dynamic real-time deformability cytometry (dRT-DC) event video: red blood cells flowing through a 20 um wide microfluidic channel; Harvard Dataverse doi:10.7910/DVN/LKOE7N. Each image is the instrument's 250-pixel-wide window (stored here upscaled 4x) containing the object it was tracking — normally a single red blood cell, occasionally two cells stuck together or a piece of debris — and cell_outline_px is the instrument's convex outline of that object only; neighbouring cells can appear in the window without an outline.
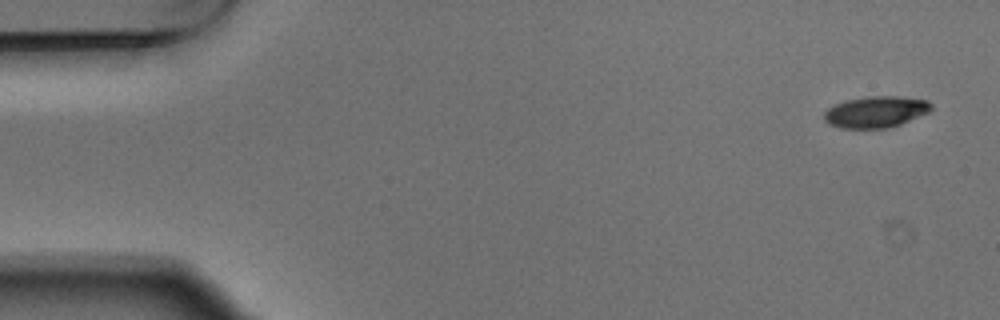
{"species": "Egyptian fruit bat (a non-hibernating species)", "species_latin": "Rousettus aegyptiacus", "temperature_condition": "warm", "stored_images_in_passage": 5, "camera_frame_rate_fps": 3000, "um_per_image_px": 0.085, "animal": {"sex": "male"}, "frame": {"image": 1, "passage_image": 1, "time_ms": 0.0, "image_size_px": [1000, 320], "cell_outline_px": [[932, 108], [928, 112], [900, 124], [884, 128], [840, 128], [828, 124], [824, 120], [824, 112], [828, 108], [836, 104], [848, 100], [868, 96], [900, 96], [928, 100], [932, 104]], "centroid_in_image_um": [74.44, 9.5], "position_along_channel_um": 10.6, "area_um2": 19.48}}
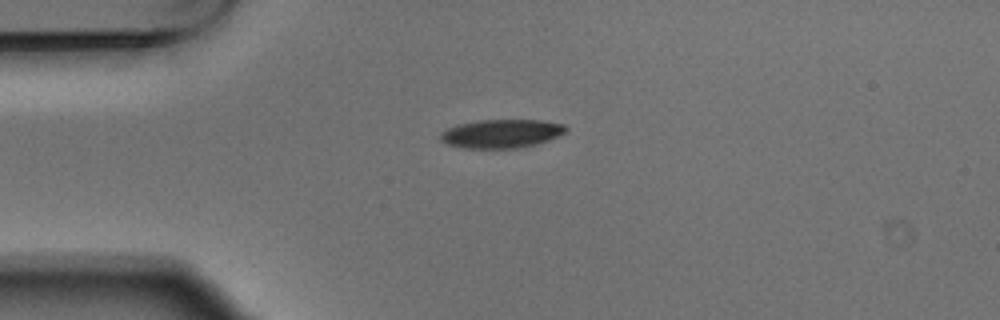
{"frame": {"image": 2, "passage_image": 4, "time_ms": 1.0, "image_size_px": [1000, 320], "cell_outline_px": [[568, 128], [564, 132], [548, 140], [536, 144], [516, 148], [464, 148], [448, 144], [440, 140], [440, 132], [448, 128], [460, 124], [480, 120], [544, 120], [564, 124]], "centroid_in_image_um": [42.62, 11.35], "position_along_channel_um": 42.4, "area_um2": 20.75}}